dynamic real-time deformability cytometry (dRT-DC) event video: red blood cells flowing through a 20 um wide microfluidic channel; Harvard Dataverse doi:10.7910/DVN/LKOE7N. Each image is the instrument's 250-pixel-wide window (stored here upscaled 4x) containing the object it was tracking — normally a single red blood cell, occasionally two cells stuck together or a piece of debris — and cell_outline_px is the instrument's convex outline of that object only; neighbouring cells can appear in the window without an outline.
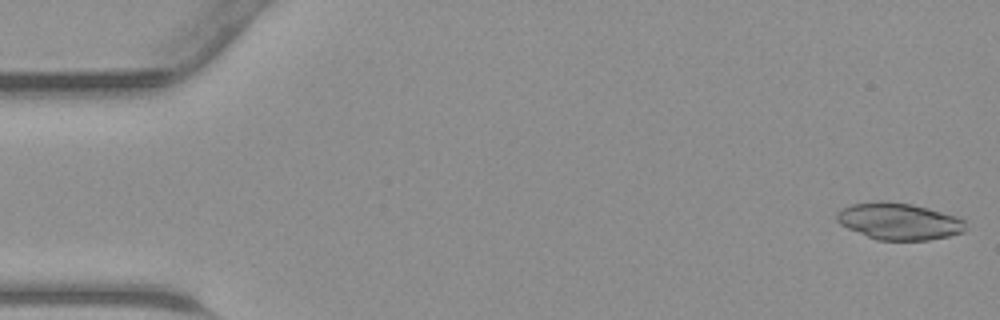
{"species": "common noctule bat (a hibernating species)", "species_latin": "Nyctalus noctula", "temperature_condition": "warm", "stored_images_in_passage": 44, "camera_frame_rate_fps": 3000, "um_per_image_px": 0.085, "animal": {"sex": "male", "body_mass_g": 23.1, "forearm_length_mm": 52.7}, "frame": {"image": 1, "passage_image": 1, "time_ms": 0.0, "image_size_px": [1000, 320], "cell_outline_px": [[964, 232], [948, 236], [928, 240], [876, 240], [848, 228], [840, 224], [836, 220], [836, 212], [840, 208], [852, 204], [880, 200], [884, 200], [912, 204], [928, 208], [956, 216], [964, 220]], "centroid_in_image_um": [76.37, 18.8], "position_along_channel_um": 8.6, "area_um2": 27.69}}